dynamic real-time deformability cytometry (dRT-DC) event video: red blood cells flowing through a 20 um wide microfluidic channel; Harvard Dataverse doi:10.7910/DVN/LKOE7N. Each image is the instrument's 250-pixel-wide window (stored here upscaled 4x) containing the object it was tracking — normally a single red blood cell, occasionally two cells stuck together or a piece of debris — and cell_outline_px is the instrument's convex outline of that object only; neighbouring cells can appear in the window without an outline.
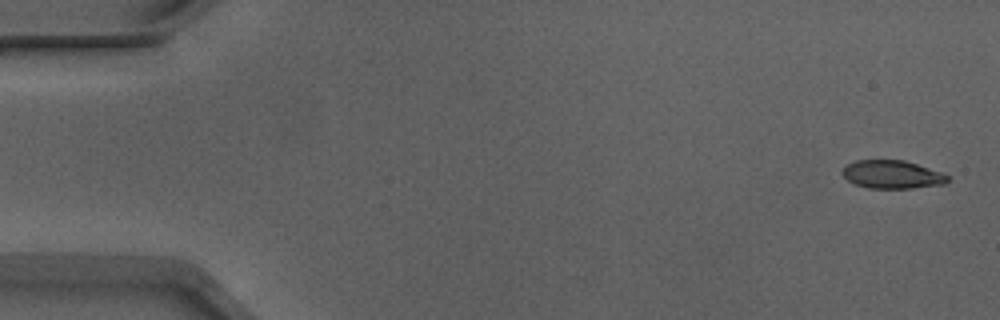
{"species": "Egyptian fruit bat (a non-hibernating species)", "species_latin": "Rousettus aegyptiacus", "temperature_condition": "warm", "stored_images_in_passage": 5, "camera_frame_rate_fps": 3000, "um_per_image_px": 0.085, "animal": {"sex": "male"}, "frame": {"image": 1, "passage_image": 1, "time_ms": 0.0, "image_size_px": [1000, 320], "cell_outline_px": [[948, 180], [944, 184], [912, 188], [868, 188], [856, 184], [848, 180], [840, 172], [848, 164], [856, 160], [904, 160], [944, 172], [948, 176]], "centroid_in_image_um": [75.85, 14.82], "position_along_channel_um": 9.1, "area_um2": 17.28}}